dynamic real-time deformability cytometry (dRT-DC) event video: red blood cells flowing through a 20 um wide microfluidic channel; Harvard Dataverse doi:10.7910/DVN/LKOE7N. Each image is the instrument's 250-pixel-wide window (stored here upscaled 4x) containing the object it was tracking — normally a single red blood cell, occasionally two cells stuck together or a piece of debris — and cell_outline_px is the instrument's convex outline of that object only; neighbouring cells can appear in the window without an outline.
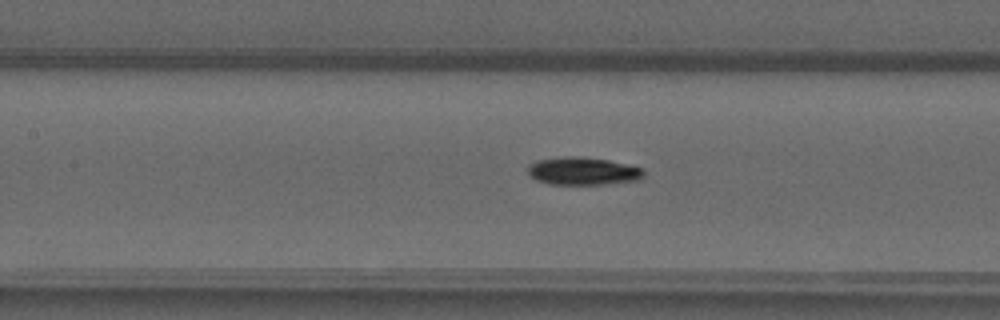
{"species": "common noctule bat (a hibernating species)", "species_latin": "Nyctalus noctula", "temperature_condition": "warm", "stored_images_in_passage": 29, "camera_frame_rate_fps": 3000, "um_per_image_px": 0.085, "animal": {"sex": "male", "forearm_length_mm": 52.5}, "frame": {"image": 1, "passage_image": 11, "time_ms": 3.333, "image_size_px": [1000, 320], "cell_outline_px": [[644, 176], [640, 180], [604, 184], [548, 184], [536, 180], [528, 176], [528, 164], [536, 160], [564, 156], [576, 156], [608, 160], [628, 164], [644, 168]], "centroid_in_image_um": [49.53, 14.54], "position_along_channel_um": 157.9, "area_um2": 19.02}}
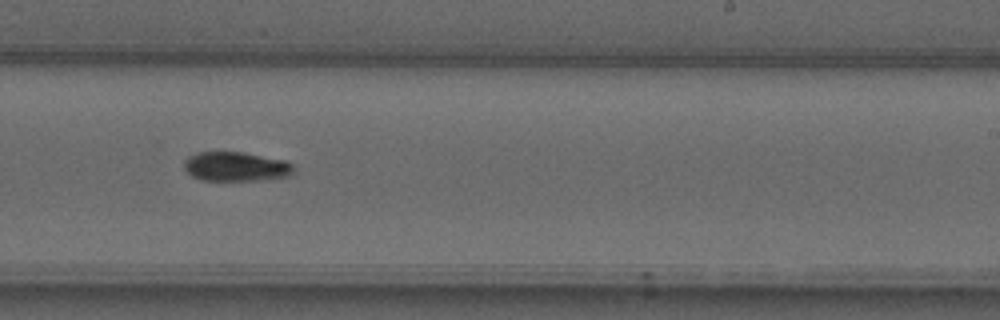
{"frame": {"image": 2, "passage_image": 19, "time_ms": 6.0, "image_size_px": [1000, 320], "cell_outline_px": [[296, 168], [288, 176], [256, 180], [200, 180], [192, 176], [184, 168], [184, 160], [188, 156], [196, 152], [240, 152], [284, 160], [292, 164]], "centroid_in_image_um": [20.02, 14.15], "position_along_channel_um": 269.0, "area_um2": 18.61}}
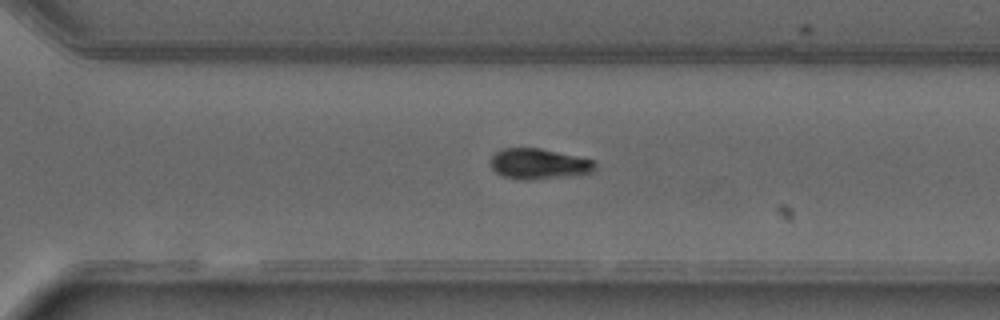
{"frame": {"image": 3, "passage_image": 23, "time_ms": 7.333, "image_size_px": [1000, 320], "cell_outline_px": [[596, 172], [576, 176], [528, 180], [516, 180], [504, 176], [496, 172], [492, 168], [488, 160], [496, 152], [504, 148], [540, 148], [596, 160]], "centroid_in_image_um": [45.85, 13.94], "position_along_channel_um": 324.8, "area_um2": 19.13}}